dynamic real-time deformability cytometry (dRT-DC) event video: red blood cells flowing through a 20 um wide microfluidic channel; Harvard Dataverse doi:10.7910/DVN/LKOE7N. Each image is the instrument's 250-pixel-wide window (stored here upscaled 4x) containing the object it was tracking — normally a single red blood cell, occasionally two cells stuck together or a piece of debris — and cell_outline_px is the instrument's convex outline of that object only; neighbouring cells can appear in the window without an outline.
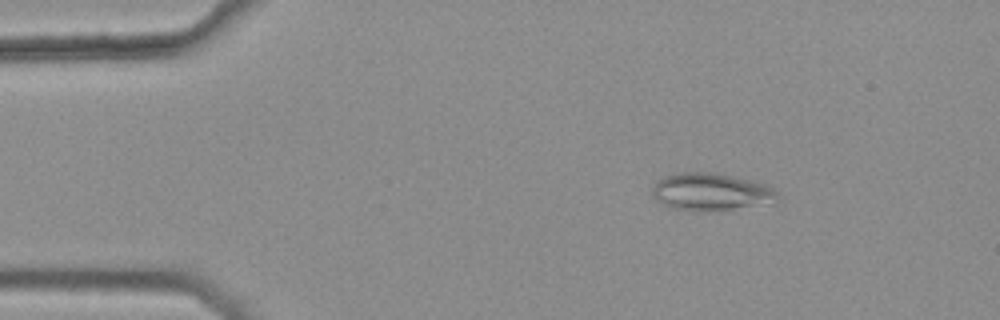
{"species": "common noctule bat (a hibernating species)", "species_latin": "Nyctalus noctula", "temperature_condition": "warm", "stored_images_in_passage": 40, "camera_frame_rate_fps": 3000, "um_per_image_px": 0.085, "animal": {"sex": "female", "body_mass_g": 25.1}, "frame": {"image": 1, "passage_image": 2, "time_ms": 0.333, "image_size_px": [1000, 320], "cell_outline_px": [[776, 204], [696, 212], [692, 212], [672, 208], [656, 200], [652, 196], [652, 188], [656, 180], [664, 176], [680, 172], [712, 172], [752, 180], [768, 184], [776, 192]], "centroid_in_image_um": [60.43, 16.31], "position_along_channel_um": 24.6, "area_um2": 27.74}}
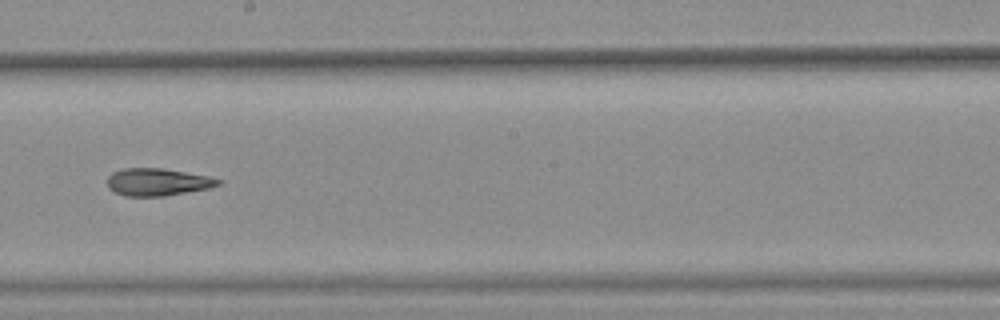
{"frame": {"image": 2, "passage_image": 24, "time_ms": 7.667, "image_size_px": [1000, 320], "cell_outline_px": [[224, 180], [220, 184], [208, 188], [164, 196], [124, 196], [108, 188], [108, 176], [112, 172], [124, 168], [164, 168], [208, 176]], "centroid_in_image_um": [13.39, 15.46], "position_along_channel_um": 234.8, "area_um2": 17.69}}
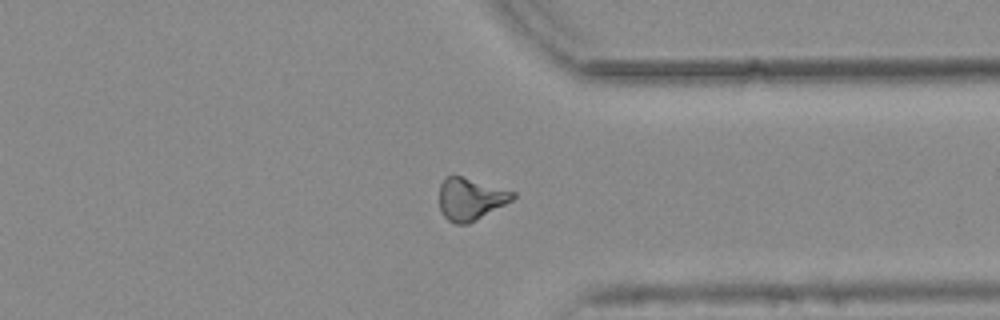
{"frame": {"image": 3, "passage_image": 35, "time_ms": 11.333, "image_size_px": [1000, 320], "cell_outline_px": [[516, 196], [512, 200], [468, 224], [456, 224], [448, 220], [444, 216], [440, 208], [440, 184], [448, 176], [460, 176], [516, 192]], "centroid_in_image_um": [39.99, 16.92], "position_along_channel_um": 371.4, "area_um2": 17.69}, "authors_computed_cell_mechanics": {"area_um2": 18.0047, "velocity_mm_per_s": 3.7841, "shape_relaxation_time_tau1_ms": null, "shape_relaxation_time_tau2_ms": 5.8093, "deformation_change_tau1": null, "deformation_change_tau2": 0.1469}}